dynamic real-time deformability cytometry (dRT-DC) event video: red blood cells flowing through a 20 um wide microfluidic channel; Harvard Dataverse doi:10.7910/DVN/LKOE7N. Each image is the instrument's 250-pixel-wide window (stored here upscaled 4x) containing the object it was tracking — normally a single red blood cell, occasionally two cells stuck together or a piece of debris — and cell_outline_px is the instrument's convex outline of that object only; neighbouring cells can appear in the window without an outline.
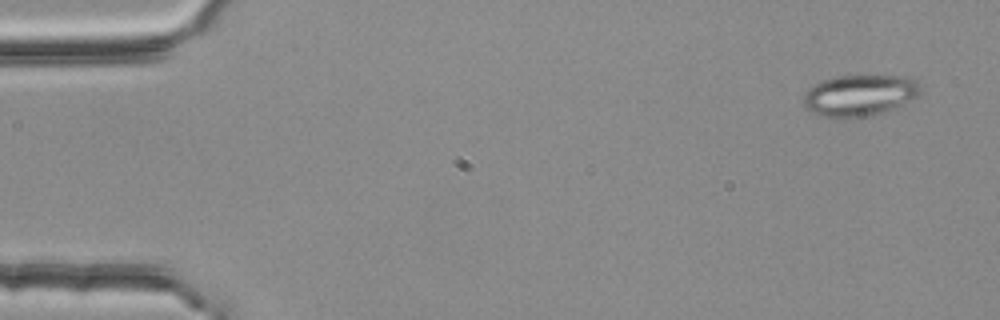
{"species": "common noctule bat (a hibernating species)", "species_latin": "Nyctalus noctula", "temperature_condition": "room temperature", "stored_images_in_passage": 4, "camera_frame_rate_fps": 3000, "um_per_image_px": 0.085, "animal": {"sex": "female", "body_mass_g": 25.1}, "frame": {"image": 1, "passage_image": 1, "time_ms": 0.0, "image_size_px": [1000, 320], "cell_outline_px": [[920, 92], [912, 100], [884, 112], [868, 116], [816, 116], [804, 104], [804, 92], [808, 88], [820, 80], [836, 76], [908, 76], [916, 80], [920, 84]], "centroid_in_image_um": [73.06, 8.08], "position_along_channel_um": 11.9, "area_um2": 27.98}}
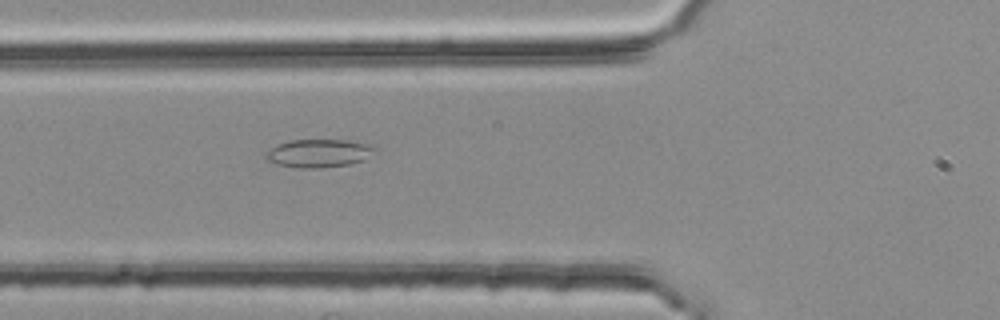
{"frame": {"image": 2, "passage_image": 4, "time_ms": 1.0, "image_size_px": [1000, 320], "cell_outline_px": [[376, 152], [364, 160], [348, 164], [320, 168], [296, 168], [280, 164], [268, 160], [264, 156], [272, 148], [288, 140], [348, 140], [376, 144]], "centroid_in_image_um": [27.2, 13.01], "position_along_channel_um": 98.6, "area_um2": 17.92}}